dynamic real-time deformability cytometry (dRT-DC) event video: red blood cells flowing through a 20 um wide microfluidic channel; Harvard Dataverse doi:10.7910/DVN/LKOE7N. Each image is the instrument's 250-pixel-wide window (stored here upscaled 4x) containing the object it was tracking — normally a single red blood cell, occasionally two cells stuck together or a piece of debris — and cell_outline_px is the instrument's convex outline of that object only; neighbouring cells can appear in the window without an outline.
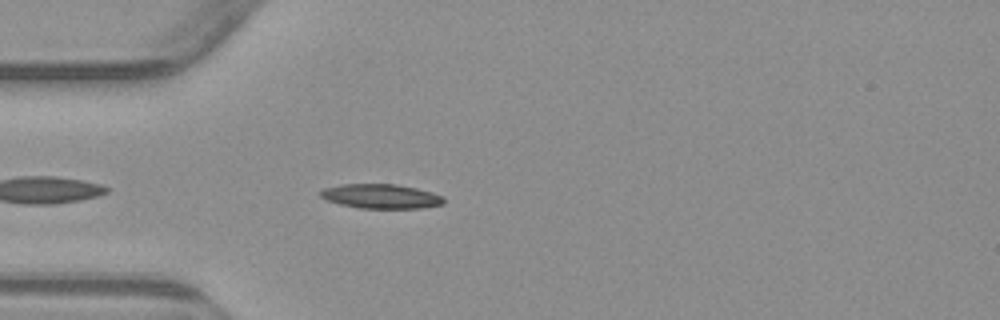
{"species": "common noctule bat (a hibernating species)", "species_latin": "Nyctalus noctula", "temperature_condition": "warm", "stored_images_in_passage": 4, "camera_frame_rate_fps": 3000, "um_per_image_px": 0.085, "animal": {"sex": "male", "body_mass_g": 23.1, "forearm_length_mm": 52.7}, "frame": {"image": 1, "passage_image": 4, "time_ms": 4.333, "image_size_px": [1000, 320], "cell_outline_px": [[444, 204], [420, 208], [360, 208], [340, 204], [328, 200], [320, 196], [320, 188], [340, 184], [396, 184], [416, 188], [432, 192], [444, 196]], "centroid_in_image_um": [32.37, 16.67], "position_along_channel_um": 52.6, "area_um2": 17.63}}